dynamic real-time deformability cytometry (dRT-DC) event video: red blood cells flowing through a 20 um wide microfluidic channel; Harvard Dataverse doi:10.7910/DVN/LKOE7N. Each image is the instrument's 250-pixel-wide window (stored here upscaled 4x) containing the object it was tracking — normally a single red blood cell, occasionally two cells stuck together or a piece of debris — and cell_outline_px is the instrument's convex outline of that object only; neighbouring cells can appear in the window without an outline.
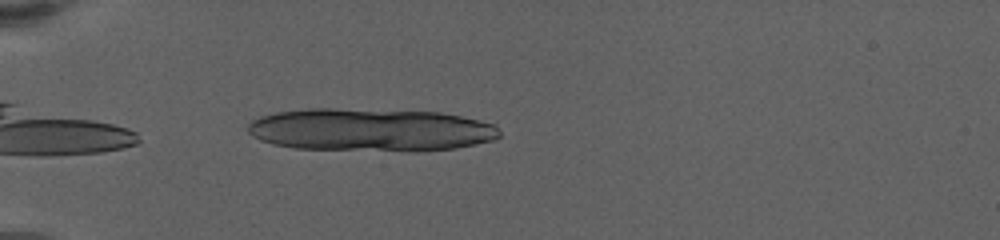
{"species": "human", "species_latin": "Homo sapiens", "temperature_condition": "warm", "stored_images_in_passage": 12, "camera_frame_rate_fps": 3000, "um_per_image_px": 0.085, "donor": {"sex": "female"}, "frame": {"image": 1, "passage_image": 5, "time_ms": 1.0, "image_size_px": [1000, 240], "cell_outline_px": [[500, 136], [492, 140], [476, 144], [456, 148], [416, 152], [412, 152], [296, 148], [272, 144], [260, 140], [252, 136], [248, 132], [248, 124], [252, 120], [260, 116], [276, 112], [308, 108], [332, 108], [440, 112], [460, 116], [496, 124], [500, 132]], "centroid_in_image_um": [31.5, 11.04], "position_along_channel_um": 53.5, "area_um2": 63.52}}